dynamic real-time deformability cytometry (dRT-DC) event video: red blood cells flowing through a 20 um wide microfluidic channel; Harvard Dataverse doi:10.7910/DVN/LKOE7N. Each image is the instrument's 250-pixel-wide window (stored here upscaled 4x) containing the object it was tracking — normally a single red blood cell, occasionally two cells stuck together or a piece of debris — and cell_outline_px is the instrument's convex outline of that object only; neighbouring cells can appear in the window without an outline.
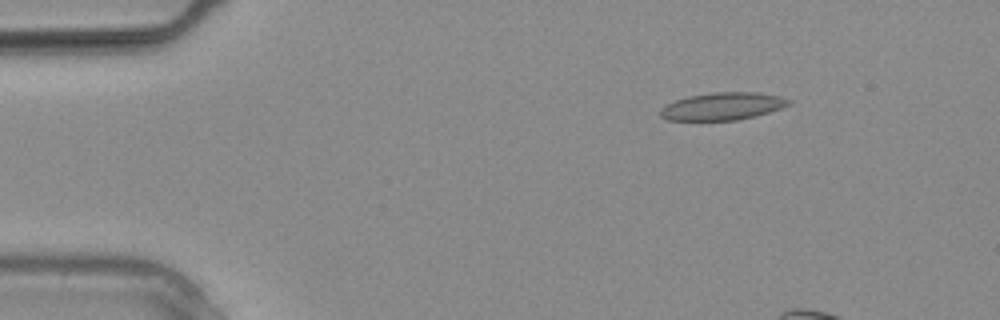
{"species": "common noctule bat (a hibernating species)", "species_latin": "Nyctalus noctula", "temperature_condition": "warm", "stored_images_in_passage": 4, "camera_frame_rate_fps": 3000, "um_per_image_px": 0.085, "animal": {"sex": "male", "body_mass_g": 20.4}, "frame": {"image": 1, "passage_image": 1, "time_ms": 0.0, "image_size_px": [1000, 320], "cell_outline_px": [[792, 104], [756, 116], [736, 120], [668, 120], [660, 116], [660, 108], [676, 100], [688, 96], [712, 92], [756, 92], [780, 96], [792, 100]], "centroid_in_image_um": [61.44, 9.03], "position_along_channel_um": 23.6, "area_um2": 20.58}}